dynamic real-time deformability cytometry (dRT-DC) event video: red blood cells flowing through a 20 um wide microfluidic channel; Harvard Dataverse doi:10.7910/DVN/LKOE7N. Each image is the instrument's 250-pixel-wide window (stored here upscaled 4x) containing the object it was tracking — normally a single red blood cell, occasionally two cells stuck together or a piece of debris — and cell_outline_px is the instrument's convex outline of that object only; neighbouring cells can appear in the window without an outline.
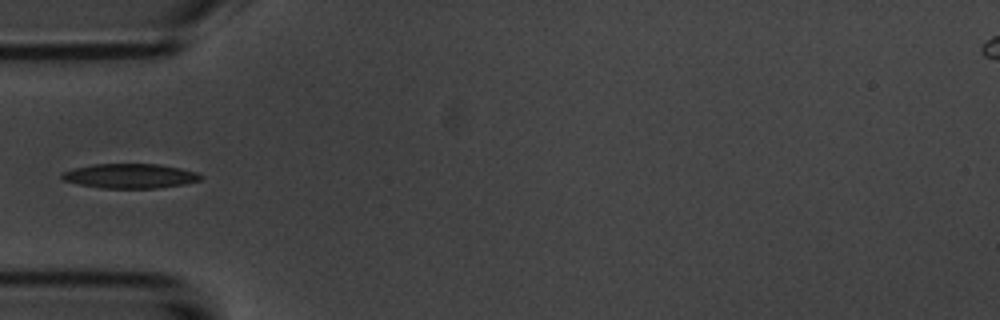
{"species": "common noctule bat (a hibernating species)", "species_latin": "Nyctalus noctula", "temperature_condition": "room temperature", "stored_images_in_passage": 5, "camera_frame_rate_fps": 3000, "um_per_image_px": 0.085, "animal": {"sex": "male", "body_mass_g": 20.1, "forearm_length_mm": 53.5}, "frame": {"image": 1, "passage_image": 5, "time_ms": 5.667, "image_size_px": [1000, 320], "cell_outline_px": [[204, 176], [200, 180], [184, 184], [156, 188], [100, 188], [80, 184], [64, 180], [60, 176], [60, 172], [72, 168], [92, 164], [160, 164], [180, 168], [196, 172]], "centroid_in_image_um": [11.03, 14.95], "position_along_channel_um": 74.0, "area_um2": 19.94}}